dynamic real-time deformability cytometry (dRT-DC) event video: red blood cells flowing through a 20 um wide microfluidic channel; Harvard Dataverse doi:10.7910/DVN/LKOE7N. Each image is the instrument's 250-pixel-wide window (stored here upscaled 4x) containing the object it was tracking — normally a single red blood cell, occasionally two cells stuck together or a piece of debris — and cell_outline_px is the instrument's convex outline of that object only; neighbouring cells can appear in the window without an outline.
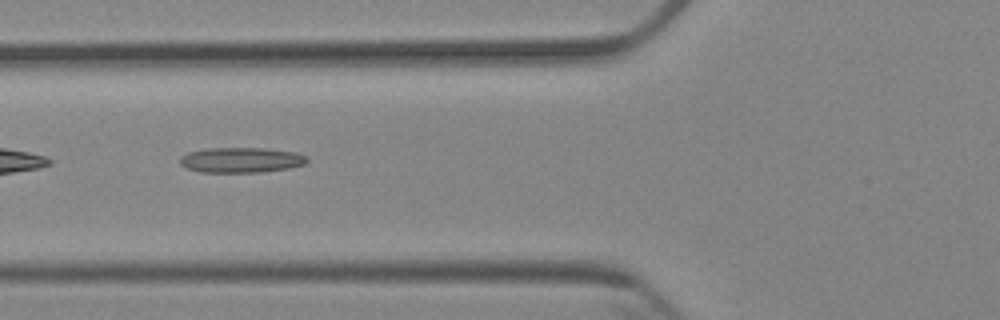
{"species": "Egyptian fruit bat (a non-hibernating species)", "species_latin": "Rousettus aegyptiacus", "temperature_condition": "cold", "stored_images_in_passage": 8, "camera_frame_rate_fps": 3000, "um_per_image_px": 0.085, "animal": {"sex": "female"}, "frame": {"image": 1, "passage_image": 6, "time_ms": 6.0, "image_size_px": [1000, 320], "cell_outline_px": [[308, 160], [304, 164], [288, 168], [264, 172], [200, 172], [188, 168], [180, 164], [180, 156], [188, 152], [208, 148], [264, 148], [296, 152], [308, 156]], "centroid_in_image_um": [20.51, 13.6], "position_along_channel_um": 105.3, "area_um2": 18.73}}
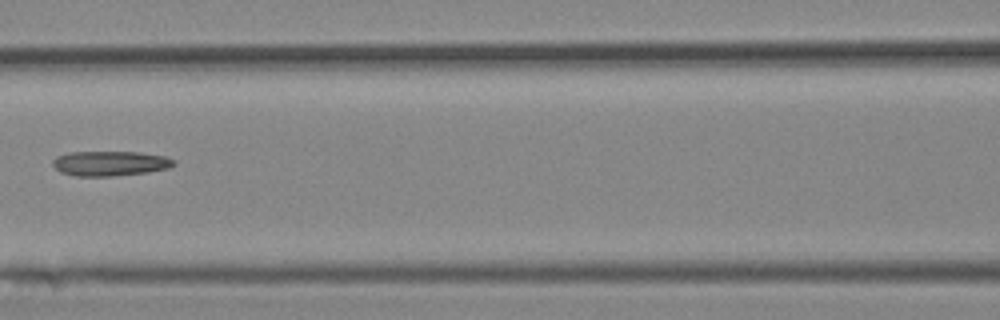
{"frame": {"image": 2, "passage_image": 7, "time_ms": 7.333, "image_size_px": [1000, 320], "cell_outline_px": [[176, 164], [168, 168], [148, 172], [112, 176], [76, 176], [60, 172], [52, 164], [52, 160], [56, 156], [68, 152], [136, 152], [164, 156], [176, 160]], "centroid_in_image_um": [9.34, 13.89], "position_along_channel_um": 157.3, "area_um2": 17.57}}
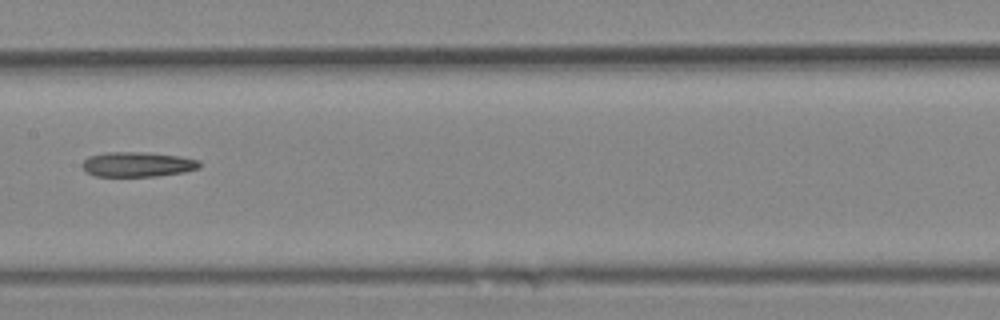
{"frame": {"image": 3, "passage_image": 8, "time_ms": 8.333, "image_size_px": [1000, 320], "cell_outline_px": [[200, 168], [184, 172], [156, 176], [96, 176], [88, 172], [80, 164], [88, 156], [104, 152], [148, 152], [180, 156], [200, 160]], "centroid_in_image_um": [11.7, 13.96], "position_along_channel_um": 195.7, "area_um2": 17.11}}